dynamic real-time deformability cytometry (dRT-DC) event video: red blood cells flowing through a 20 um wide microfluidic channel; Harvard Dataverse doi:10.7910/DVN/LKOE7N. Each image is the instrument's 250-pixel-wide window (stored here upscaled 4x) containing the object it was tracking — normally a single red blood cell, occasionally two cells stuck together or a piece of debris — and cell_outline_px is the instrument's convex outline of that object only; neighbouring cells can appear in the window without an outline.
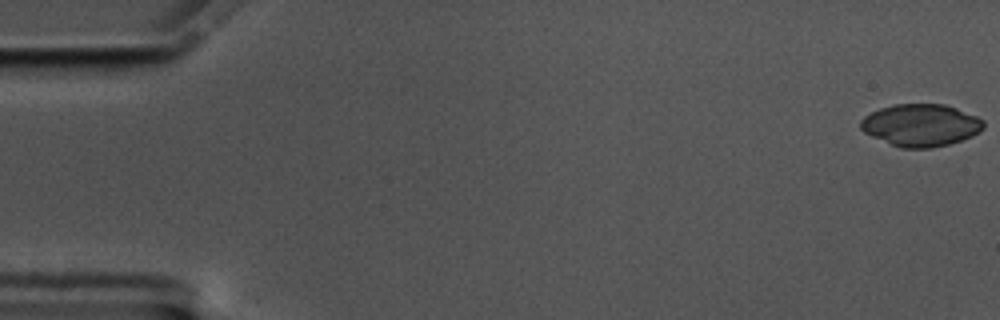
{"species": "common noctule bat (a hibernating species)", "species_latin": "Nyctalus noctula", "temperature_condition": "cold", "stored_images_in_passage": 57, "camera_frame_rate_fps": 3000, "um_per_image_px": 0.085, "animal": {"sex": "male", "body_mass_g": 17.5, "forearm_length_mm": 52.3}, "frame": {"image": 1, "passage_image": 1, "time_ms": 0.0, "image_size_px": [1000, 320], "cell_outline_px": [[984, 128], [980, 132], [972, 136], [948, 144], [932, 148], [900, 148], [872, 136], [864, 132], [860, 128], [860, 120], [864, 116], [880, 108], [892, 104], [944, 104], [956, 108], [976, 116], [984, 120]], "centroid_in_image_um": [78.26, 10.63], "position_along_channel_um": 6.7, "area_um2": 30.29}}
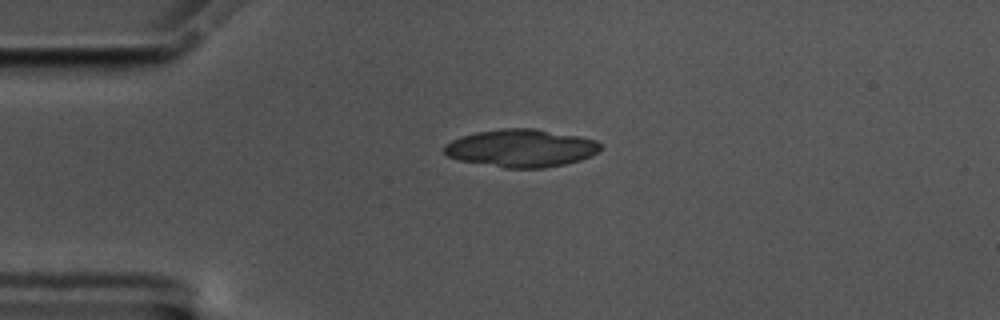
{"frame": {"image": 2, "passage_image": 14, "time_ms": 4.333, "image_size_px": [1000, 320], "cell_outline_px": [[600, 148], [592, 156], [580, 160], [564, 164], [544, 168], [504, 168], [456, 160], [448, 156], [444, 152], [444, 144], [460, 136], [476, 132], [504, 128], [536, 128], [580, 136], [596, 140], [600, 144]], "centroid_in_image_um": [44.27, 12.59], "position_along_channel_um": 40.7, "area_um2": 34.62}}